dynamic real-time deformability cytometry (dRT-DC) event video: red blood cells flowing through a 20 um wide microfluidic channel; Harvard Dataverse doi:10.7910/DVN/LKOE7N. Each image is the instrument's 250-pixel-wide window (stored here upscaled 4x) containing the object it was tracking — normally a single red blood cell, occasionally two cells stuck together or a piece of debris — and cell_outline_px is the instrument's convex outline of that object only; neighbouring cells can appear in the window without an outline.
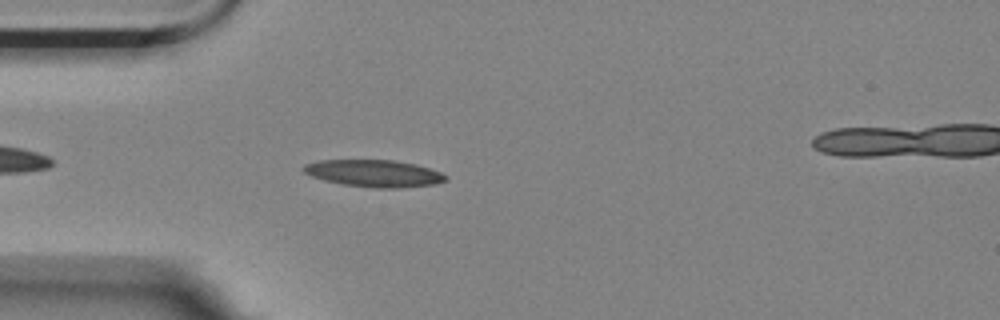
{"species": "Egyptian fruit bat (a non-hibernating species)", "species_latin": "Rousettus aegyptiacus", "temperature_condition": "room temperature", "stored_images_in_passage": 6, "camera_frame_rate_fps": 3000, "um_per_image_px": 0.085, "animal": {"sex": "female"}, "frame": {"image": 1, "passage_image": 5, "time_ms": 1.333, "image_size_px": [1000, 320], "cell_outline_px": [[448, 180], [436, 184], [404, 188], [376, 188], [344, 184], [324, 180], [312, 176], [304, 172], [300, 168], [304, 164], [320, 160], [392, 160], [416, 164], [440, 172], [448, 176]], "centroid_in_image_um": [31.81, 14.74], "position_along_channel_um": 53.2, "area_um2": 22.48}}